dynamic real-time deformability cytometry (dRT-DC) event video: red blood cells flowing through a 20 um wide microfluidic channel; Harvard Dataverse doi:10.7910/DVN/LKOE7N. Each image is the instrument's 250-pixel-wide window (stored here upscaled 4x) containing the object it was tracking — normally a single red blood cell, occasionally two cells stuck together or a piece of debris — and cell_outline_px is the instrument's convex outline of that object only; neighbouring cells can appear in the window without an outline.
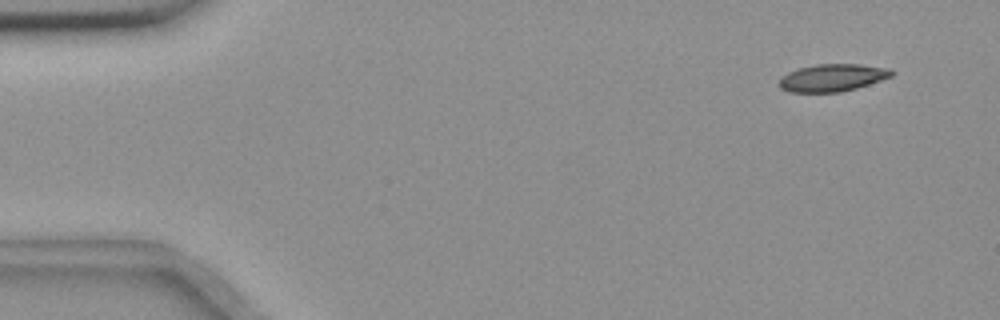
{"species": "common noctule bat (a hibernating species)", "species_latin": "Nyctalus noctula", "temperature_condition": "room temperature", "stored_images_in_passage": 6, "camera_frame_rate_fps": 3000, "um_per_image_px": 0.085, "animal": {"sex": "female", "body_mass_g": 18.4}, "frame": {"image": 1, "passage_image": 1, "time_ms": 0.0, "image_size_px": [1000, 320], "cell_outline_px": [[896, 72], [892, 76], [856, 88], [840, 92], [792, 92], [780, 88], [776, 84], [788, 72], [800, 68], [816, 64], [860, 64], [888, 68]], "centroid_in_image_um": [70.76, 6.6], "position_along_channel_um": 14.2, "area_um2": 17.86}}
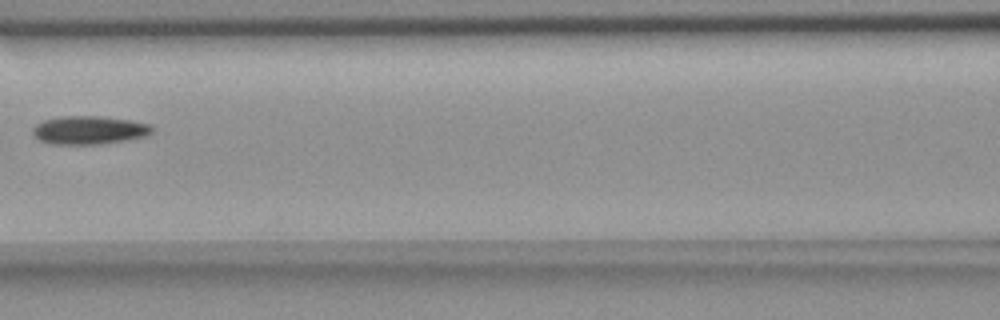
{"frame": {"image": 2, "passage_image": 5, "time_ms": 7.0, "image_size_px": [1000, 320], "cell_outline_px": [[152, 132], [148, 136], [100, 144], [52, 144], [40, 140], [32, 132], [32, 128], [36, 124], [44, 120], [60, 116], [96, 116], [128, 120], [148, 124], [152, 128]], "centroid_in_image_um": [7.55, 11.06], "position_along_channel_um": 159.1, "area_um2": 19.48}}
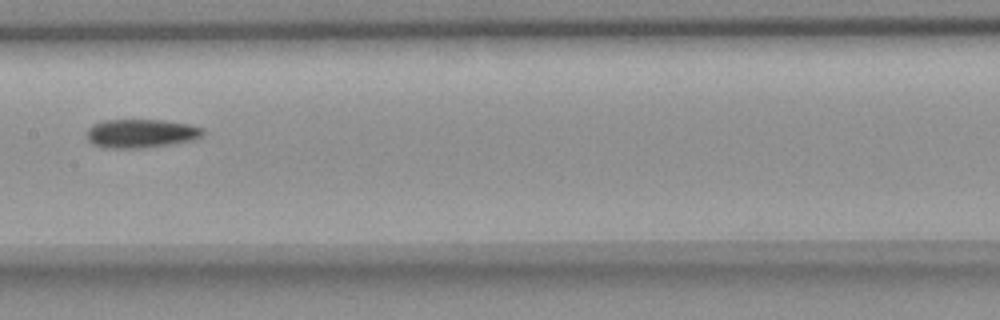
{"frame": {"image": 3, "passage_image": 6, "time_ms": 8.0, "image_size_px": [1000, 320], "cell_outline_px": [[204, 132], [196, 140], [144, 148], [104, 148], [92, 144], [84, 136], [88, 128], [92, 124], [104, 120], [160, 120], [188, 124], [204, 128]], "centroid_in_image_um": [11.94, 11.35], "position_along_channel_um": 195.5, "area_um2": 19.65}}